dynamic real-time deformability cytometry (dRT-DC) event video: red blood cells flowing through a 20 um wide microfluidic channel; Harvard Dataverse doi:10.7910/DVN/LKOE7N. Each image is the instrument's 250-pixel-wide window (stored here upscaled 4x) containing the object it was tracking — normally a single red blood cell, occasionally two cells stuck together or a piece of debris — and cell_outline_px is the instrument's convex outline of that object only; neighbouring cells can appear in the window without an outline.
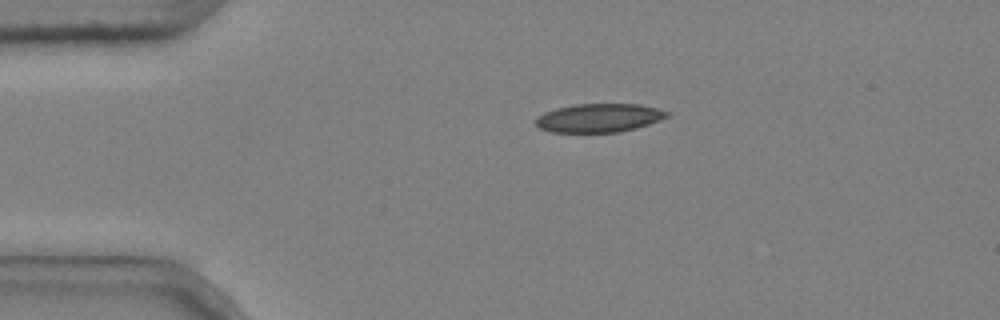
{"species": "common noctule bat (a hibernating species)", "species_latin": "Nyctalus noctula", "temperature_condition": "cold", "stored_images_in_passage": 3, "segment_of_instrument_passage": [1, 2], "camera_frame_rate_fps": 3000, "um_per_image_px": 0.085, "animal": {"sex": "male", "body_mass_g": 20.4}, "frame": {"image": 1, "passage_image": 1, "time_ms": 0.0, "image_size_px": [1000, 320], "cell_outline_px": [[672, 116], [636, 128], [616, 132], [548, 132], [540, 128], [536, 124], [536, 116], [544, 112], [556, 108], [576, 104], [640, 104], [672, 112]], "centroid_in_image_um": [50.94, 10.01], "position_along_channel_um": 34.1, "area_um2": 22.02}}